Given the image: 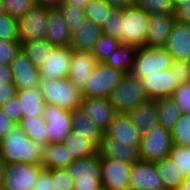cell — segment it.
<instances>
[{
    "mask_svg": "<svg viewBox=\"0 0 190 190\" xmlns=\"http://www.w3.org/2000/svg\"><path fill=\"white\" fill-rule=\"evenodd\" d=\"M109 100L117 113H127L138 104L147 101L148 97L142 85V80L131 73H127L111 91Z\"/></svg>",
    "mask_w": 190,
    "mask_h": 190,
    "instance_id": "4",
    "label": "cell"
},
{
    "mask_svg": "<svg viewBox=\"0 0 190 190\" xmlns=\"http://www.w3.org/2000/svg\"><path fill=\"white\" fill-rule=\"evenodd\" d=\"M171 134L173 144L190 146V114H181Z\"/></svg>",
    "mask_w": 190,
    "mask_h": 190,
    "instance_id": "39",
    "label": "cell"
},
{
    "mask_svg": "<svg viewBox=\"0 0 190 190\" xmlns=\"http://www.w3.org/2000/svg\"><path fill=\"white\" fill-rule=\"evenodd\" d=\"M126 114L141 135L150 132L159 124L158 108L155 100L148 99L129 110Z\"/></svg>",
    "mask_w": 190,
    "mask_h": 190,
    "instance_id": "23",
    "label": "cell"
},
{
    "mask_svg": "<svg viewBox=\"0 0 190 190\" xmlns=\"http://www.w3.org/2000/svg\"><path fill=\"white\" fill-rule=\"evenodd\" d=\"M65 170L75 181L74 190H98L101 184V155L74 160Z\"/></svg>",
    "mask_w": 190,
    "mask_h": 190,
    "instance_id": "5",
    "label": "cell"
},
{
    "mask_svg": "<svg viewBox=\"0 0 190 190\" xmlns=\"http://www.w3.org/2000/svg\"><path fill=\"white\" fill-rule=\"evenodd\" d=\"M33 190H55L54 180H51V169L43 168Z\"/></svg>",
    "mask_w": 190,
    "mask_h": 190,
    "instance_id": "49",
    "label": "cell"
},
{
    "mask_svg": "<svg viewBox=\"0 0 190 190\" xmlns=\"http://www.w3.org/2000/svg\"><path fill=\"white\" fill-rule=\"evenodd\" d=\"M172 134L158 124L150 132L141 135L139 145L140 160L154 163L168 157L172 149Z\"/></svg>",
    "mask_w": 190,
    "mask_h": 190,
    "instance_id": "8",
    "label": "cell"
},
{
    "mask_svg": "<svg viewBox=\"0 0 190 190\" xmlns=\"http://www.w3.org/2000/svg\"><path fill=\"white\" fill-rule=\"evenodd\" d=\"M38 88L45 103L55 104L66 110L78 108L82 102L81 91L68 78H40Z\"/></svg>",
    "mask_w": 190,
    "mask_h": 190,
    "instance_id": "3",
    "label": "cell"
},
{
    "mask_svg": "<svg viewBox=\"0 0 190 190\" xmlns=\"http://www.w3.org/2000/svg\"><path fill=\"white\" fill-rule=\"evenodd\" d=\"M171 98L176 102L182 114H190V82L180 84L172 93Z\"/></svg>",
    "mask_w": 190,
    "mask_h": 190,
    "instance_id": "44",
    "label": "cell"
},
{
    "mask_svg": "<svg viewBox=\"0 0 190 190\" xmlns=\"http://www.w3.org/2000/svg\"><path fill=\"white\" fill-rule=\"evenodd\" d=\"M172 1V4H173V7L176 8L178 7L179 5H181L182 3L188 1V0H171Z\"/></svg>",
    "mask_w": 190,
    "mask_h": 190,
    "instance_id": "59",
    "label": "cell"
},
{
    "mask_svg": "<svg viewBox=\"0 0 190 190\" xmlns=\"http://www.w3.org/2000/svg\"><path fill=\"white\" fill-rule=\"evenodd\" d=\"M16 126V123L10 120L0 108V140L7 135V133Z\"/></svg>",
    "mask_w": 190,
    "mask_h": 190,
    "instance_id": "52",
    "label": "cell"
},
{
    "mask_svg": "<svg viewBox=\"0 0 190 190\" xmlns=\"http://www.w3.org/2000/svg\"><path fill=\"white\" fill-rule=\"evenodd\" d=\"M18 124L31 140L43 146L47 144V128L44 116L22 117Z\"/></svg>",
    "mask_w": 190,
    "mask_h": 190,
    "instance_id": "34",
    "label": "cell"
},
{
    "mask_svg": "<svg viewBox=\"0 0 190 190\" xmlns=\"http://www.w3.org/2000/svg\"><path fill=\"white\" fill-rule=\"evenodd\" d=\"M168 157L176 164L184 178L190 176V146L173 144Z\"/></svg>",
    "mask_w": 190,
    "mask_h": 190,
    "instance_id": "38",
    "label": "cell"
},
{
    "mask_svg": "<svg viewBox=\"0 0 190 190\" xmlns=\"http://www.w3.org/2000/svg\"><path fill=\"white\" fill-rule=\"evenodd\" d=\"M132 165L111 158H101V184L107 190L129 186Z\"/></svg>",
    "mask_w": 190,
    "mask_h": 190,
    "instance_id": "12",
    "label": "cell"
},
{
    "mask_svg": "<svg viewBox=\"0 0 190 190\" xmlns=\"http://www.w3.org/2000/svg\"><path fill=\"white\" fill-rule=\"evenodd\" d=\"M177 190H190V176L184 178V181Z\"/></svg>",
    "mask_w": 190,
    "mask_h": 190,
    "instance_id": "58",
    "label": "cell"
},
{
    "mask_svg": "<svg viewBox=\"0 0 190 190\" xmlns=\"http://www.w3.org/2000/svg\"><path fill=\"white\" fill-rule=\"evenodd\" d=\"M17 93L16 86L13 83H8L0 86V108Z\"/></svg>",
    "mask_w": 190,
    "mask_h": 190,
    "instance_id": "51",
    "label": "cell"
},
{
    "mask_svg": "<svg viewBox=\"0 0 190 190\" xmlns=\"http://www.w3.org/2000/svg\"><path fill=\"white\" fill-rule=\"evenodd\" d=\"M98 190H107L106 188H104L103 186L101 188H99Z\"/></svg>",
    "mask_w": 190,
    "mask_h": 190,
    "instance_id": "62",
    "label": "cell"
},
{
    "mask_svg": "<svg viewBox=\"0 0 190 190\" xmlns=\"http://www.w3.org/2000/svg\"><path fill=\"white\" fill-rule=\"evenodd\" d=\"M37 2L51 7H58L64 0H37Z\"/></svg>",
    "mask_w": 190,
    "mask_h": 190,
    "instance_id": "56",
    "label": "cell"
},
{
    "mask_svg": "<svg viewBox=\"0 0 190 190\" xmlns=\"http://www.w3.org/2000/svg\"><path fill=\"white\" fill-rule=\"evenodd\" d=\"M155 102L158 108L159 124L166 130L172 131L182 114L179 107L171 97L158 98Z\"/></svg>",
    "mask_w": 190,
    "mask_h": 190,
    "instance_id": "33",
    "label": "cell"
},
{
    "mask_svg": "<svg viewBox=\"0 0 190 190\" xmlns=\"http://www.w3.org/2000/svg\"><path fill=\"white\" fill-rule=\"evenodd\" d=\"M120 190H135L134 188H131L130 186L122 187Z\"/></svg>",
    "mask_w": 190,
    "mask_h": 190,
    "instance_id": "61",
    "label": "cell"
},
{
    "mask_svg": "<svg viewBox=\"0 0 190 190\" xmlns=\"http://www.w3.org/2000/svg\"><path fill=\"white\" fill-rule=\"evenodd\" d=\"M175 20V15L149 14L146 46L164 47Z\"/></svg>",
    "mask_w": 190,
    "mask_h": 190,
    "instance_id": "21",
    "label": "cell"
},
{
    "mask_svg": "<svg viewBox=\"0 0 190 190\" xmlns=\"http://www.w3.org/2000/svg\"><path fill=\"white\" fill-rule=\"evenodd\" d=\"M58 8L71 34L87 20L84 8L77 7L75 4L62 2Z\"/></svg>",
    "mask_w": 190,
    "mask_h": 190,
    "instance_id": "36",
    "label": "cell"
},
{
    "mask_svg": "<svg viewBox=\"0 0 190 190\" xmlns=\"http://www.w3.org/2000/svg\"><path fill=\"white\" fill-rule=\"evenodd\" d=\"M101 158H111L120 162L134 164L139 157V146L129 143L117 142L112 138L102 137L100 148L98 149Z\"/></svg>",
    "mask_w": 190,
    "mask_h": 190,
    "instance_id": "22",
    "label": "cell"
},
{
    "mask_svg": "<svg viewBox=\"0 0 190 190\" xmlns=\"http://www.w3.org/2000/svg\"><path fill=\"white\" fill-rule=\"evenodd\" d=\"M20 50L21 43L19 40L0 39V64L10 65Z\"/></svg>",
    "mask_w": 190,
    "mask_h": 190,
    "instance_id": "43",
    "label": "cell"
},
{
    "mask_svg": "<svg viewBox=\"0 0 190 190\" xmlns=\"http://www.w3.org/2000/svg\"><path fill=\"white\" fill-rule=\"evenodd\" d=\"M170 70L179 84L190 82V61L173 59Z\"/></svg>",
    "mask_w": 190,
    "mask_h": 190,
    "instance_id": "46",
    "label": "cell"
},
{
    "mask_svg": "<svg viewBox=\"0 0 190 190\" xmlns=\"http://www.w3.org/2000/svg\"><path fill=\"white\" fill-rule=\"evenodd\" d=\"M112 5L115 9H124L128 6L135 4V0H105Z\"/></svg>",
    "mask_w": 190,
    "mask_h": 190,
    "instance_id": "54",
    "label": "cell"
},
{
    "mask_svg": "<svg viewBox=\"0 0 190 190\" xmlns=\"http://www.w3.org/2000/svg\"><path fill=\"white\" fill-rule=\"evenodd\" d=\"M80 107L97 125L102 133L107 130L110 122L117 114L116 110L113 108V105L110 103L109 97L82 98Z\"/></svg>",
    "mask_w": 190,
    "mask_h": 190,
    "instance_id": "18",
    "label": "cell"
},
{
    "mask_svg": "<svg viewBox=\"0 0 190 190\" xmlns=\"http://www.w3.org/2000/svg\"><path fill=\"white\" fill-rule=\"evenodd\" d=\"M8 83H13V74L10 65L0 64V86Z\"/></svg>",
    "mask_w": 190,
    "mask_h": 190,
    "instance_id": "53",
    "label": "cell"
},
{
    "mask_svg": "<svg viewBox=\"0 0 190 190\" xmlns=\"http://www.w3.org/2000/svg\"><path fill=\"white\" fill-rule=\"evenodd\" d=\"M154 164L162 179L165 190H177L184 181V176L176 164L169 157L162 158L154 162Z\"/></svg>",
    "mask_w": 190,
    "mask_h": 190,
    "instance_id": "31",
    "label": "cell"
},
{
    "mask_svg": "<svg viewBox=\"0 0 190 190\" xmlns=\"http://www.w3.org/2000/svg\"><path fill=\"white\" fill-rule=\"evenodd\" d=\"M103 136L117 140V142L129 143L134 146H139L141 140L140 132L132 124L126 113H117Z\"/></svg>",
    "mask_w": 190,
    "mask_h": 190,
    "instance_id": "20",
    "label": "cell"
},
{
    "mask_svg": "<svg viewBox=\"0 0 190 190\" xmlns=\"http://www.w3.org/2000/svg\"><path fill=\"white\" fill-rule=\"evenodd\" d=\"M62 143L75 160L88 158L98 153V148L92 142L74 131H71Z\"/></svg>",
    "mask_w": 190,
    "mask_h": 190,
    "instance_id": "30",
    "label": "cell"
},
{
    "mask_svg": "<svg viewBox=\"0 0 190 190\" xmlns=\"http://www.w3.org/2000/svg\"><path fill=\"white\" fill-rule=\"evenodd\" d=\"M16 95L22 117L44 116L46 103L38 87L17 90Z\"/></svg>",
    "mask_w": 190,
    "mask_h": 190,
    "instance_id": "28",
    "label": "cell"
},
{
    "mask_svg": "<svg viewBox=\"0 0 190 190\" xmlns=\"http://www.w3.org/2000/svg\"><path fill=\"white\" fill-rule=\"evenodd\" d=\"M20 43L21 50L37 68H40L45 64V60L48 56H51V53L55 48V46L47 39H38Z\"/></svg>",
    "mask_w": 190,
    "mask_h": 190,
    "instance_id": "29",
    "label": "cell"
},
{
    "mask_svg": "<svg viewBox=\"0 0 190 190\" xmlns=\"http://www.w3.org/2000/svg\"><path fill=\"white\" fill-rule=\"evenodd\" d=\"M124 72L106 65L98 63L88 78L85 88L81 91L82 98L109 97L111 91L121 82Z\"/></svg>",
    "mask_w": 190,
    "mask_h": 190,
    "instance_id": "7",
    "label": "cell"
},
{
    "mask_svg": "<svg viewBox=\"0 0 190 190\" xmlns=\"http://www.w3.org/2000/svg\"><path fill=\"white\" fill-rule=\"evenodd\" d=\"M55 190H74L75 181L65 169H51Z\"/></svg>",
    "mask_w": 190,
    "mask_h": 190,
    "instance_id": "45",
    "label": "cell"
},
{
    "mask_svg": "<svg viewBox=\"0 0 190 190\" xmlns=\"http://www.w3.org/2000/svg\"><path fill=\"white\" fill-rule=\"evenodd\" d=\"M5 13L6 12H5L4 6L2 4V0H0V16L3 15V14H5Z\"/></svg>",
    "mask_w": 190,
    "mask_h": 190,
    "instance_id": "60",
    "label": "cell"
},
{
    "mask_svg": "<svg viewBox=\"0 0 190 190\" xmlns=\"http://www.w3.org/2000/svg\"><path fill=\"white\" fill-rule=\"evenodd\" d=\"M163 48L173 59L190 61V25L176 19Z\"/></svg>",
    "mask_w": 190,
    "mask_h": 190,
    "instance_id": "19",
    "label": "cell"
},
{
    "mask_svg": "<svg viewBox=\"0 0 190 190\" xmlns=\"http://www.w3.org/2000/svg\"><path fill=\"white\" fill-rule=\"evenodd\" d=\"M10 68L13 74V84L17 90L38 87L39 68L30 61L22 50L11 61Z\"/></svg>",
    "mask_w": 190,
    "mask_h": 190,
    "instance_id": "13",
    "label": "cell"
},
{
    "mask_svg": "<svg viewBox=\"0 0 190 190\" xmlns=\"http://www.w3.org/2000/svg\"><path fill=\"white\" fill-rule=\"evenodd\" d=\"M37 3V0H2L5 12L17 20Z\"/></svg>",
    "mask_w": 190,
    "mask_h": 190,
    "instance_id": "41",
    "label": "cell"
},
{
    "mask_svg": "<svg viewBox=\"0 0 190 190\" xmlns=\"http://www.w3.org/2000/svg\"><path fill=\"white\" fill-rule=\"evenodd\" d=\"M44 120L47 128V144L62 142L72 131L70 110L46 103Z\"/></svg>",
    "mask_w": 190,
    "mask_h": 190,
    "instance_id": "11",
    "label": "cell"
},
{
    "mask_svg": "<svg viewBox=\"0 0 190 190\" xmlns=\"http://www.w3.org/2000/svg\"><path fill=\"white\" fill-rule=\"evenodd\" d=\"M65 3L75 4L77 7L85 8L89 0H64Z\"/></svg>",
    "mask_w": 190,
    "mask_h": 190,
    "instance_id": "57",
    "label": "cell"
},
{
    "mask_svg": "<svg viewBox=\"0 0 190 190\" xmlns=\"http://www.w3.org/2000/svg\"><path fill=\"white\" fill-rule=\"evenodd\" d=\"M97 64L98 61L91 52L73 50L67 78L82 91Z\"/></svg>",
    "mask_w": 190,
    "mask_h": 190,
    "instance_id": "17",
    "label": "cell"
},
{
    "mask_svg": "<svg viewBox=\"0 0 190 190\" xmlns=\"http://www.w3.org/2000/svg\"><path fill=\"white\" fill-rule=\"evenodd\" d=\"M3 113L16 124H18L22 118V111H20V102L15 95L10 98L2 107Z\"/></svg>",
    "mask_w": 190,
    "mask_h": 190,
    "instance_id": "47",
    "label": "cell"
},
{
    "mask_svg": "<svg viewBox=\"0 0 190 190\" xmlns=\"http://www.w3.org/2000/svg\"><path fill=\"white\" fill-rule=\"evenodd\" d=\"M135 4L147 14H175L171 0H135Z\"/></svg>",
    "mask_w": 190,
    "mask_h": 190,
    "instance_id": "40",
    "label": "cell"
},
{
    "mask_svg": "<svg viewBox=\"0 0 190 190\" xmlns=\"http://www.w3.org/2000/svg\"><path fill=\"white\" fill-rule=\"evenodd\" d=\"M101 34V26L87 19L71 34L70 47L75 51L91 52Z\"/></svg>",
    "mask_w": 190,
    "mask_h": 190,
    "instance_id": "26",
    "label": "cell"
},
{
    "mask_svg": "<svg viewBox=\"0 0 190 190\" xmlns=\"http://www.w3.org/2000/svg\"><path fill=\"white\" fill-rule=\"evenodd\" d=\"M141 80L145 93L148 99L151 100L171 97L172 93L180 85L170 69L154 74H147Z\"/></svg>",
    "mask_w": 190,
    "mask_h": 190,
    "instance_id": "16",
    "label": "cell"
},
{
    "mask_svg": "<svg viewBox=\"0 0 190 190\" xmlns=\"http://www.w3.org/2000/svg\"><path fill=\"white\" fill-rule=\"evenodd\" d=\"M102 33L116 37L119 40V9H115L110 18L101 26Z\"/></svg>",
    "mask_w": 190,
    "mask_h": 190,
    "instance_id": "48",
    "label": "cell"
},
{
    "mask_svg": "<svg viewBox=\"0 0 190 190\" xmlns=\"http://www.w3.org/2000/svg\"><path fill=\"white\" fill-rule=\"evenodd\" d=\"M43 166L41 164H8L2 182V190H33Z\"/></svg>",
    "mask_w": 190,
    "mask_h": 190,
    "instance_id": "10",
    "label": "cell"
},
{
    "mask_svg": "<svg viewBox=\"0 0 190 190\" xmlns=\"http://www.w3.org/2000/svg\"><path fill=\"white\" fill-rule=\"evenodd\" d=\"M136 50V46L120 43L118 48H116L111 53L105 64L118 69L125 74L130 73L132 70Z\"/></svg>",
    "mask_w": 190,
    "mask_h": 190,
    "instance_id": "32",
    "label": "cell"
},
{
    "mask_svg": "<svg viewBox=\"0 0 190 190\" xmlns=\"http://www.w3.org/2000/svg\"><path fill=\"white\" fill-rule=\"evenodd\" d=\"M129 186L135 190H165L155 164L143 160L132 165Z\"/></svg>",
    "mask_w": 190,
    "mask_h": 190,
    "instance_id": "14",
    "label": "cell"
},
{
    "mask_svg": "<svg viewBox=\"0 0 190 190\" xmlns=\"http://www.w3.org/2000/svg\"><path fill=\"white\" fill-rule=\"evenodd\" d=\"M44 146L31 140L16 124L5 137L0 140V154L5 163L41 164Z\"/></svg>",
    "mask_w": 190,
    "mask_h": 190,
    "instance_id": "1",
    "label": "cell"
},
{
    "mask_svg": "<svg viewBox=\"0 0 190 190\" xmlns=\"http://www.w3.org/2000/svg\"><path fill=\"white\" fill-rule=\"evenodd\" d=\"M72 49L70 46L55 47L45 64L39 68L40 78L56 80L67 78L70 69Z\"/></svg>",
    "mask_w": 190,
    "mask_h": 190,
    "instance_id": "15",
    "label": "cell"
},
{
    "mask_svg": "<svg viewBox=\"0 0 190 190\" xmlns=\"http://www.w3.org/2000/svg\"><path fill=\"white\" fill-rule=\"evenodd\" d=\"M84 10L88 20L102 26L115 8L105 0H89Z\"/></svg>",
    "mask_w": 190,
    "mask_h": 190,
    "instance_id": "35",
    "label": "cell"
},
{
    "mask_svg": "<svg viewBox=\"0 0 190 190\" xmlns=\"http://www.w3.org/2000/svg\"><path fill=\"white\" fill-rule=\"evenodd\" d=\"M148 18L149 14L136 4L119 9V41L122 44L145 47Z\"/></svg>",
    "mask_w": 190,
    "mask_h": 190,
    "instance_id": "2",
    "label": "cell"
},
{
    "mask_svg": "<svg viewBox=\"0 0 190 190\" xmlns=\"http://www.w3.org/2000/svg\"><path fill=\"white\" fill-rule=\"evenodd\" d=\"M175 18L190 25V0L175 8Z\"/></svg>",
    "mask_w": 190,
    "mask_h": 190,
    "instance_id": "50",
    "label": "cell"
},
{
    "mask_svg": "<svg viewBox=\"0 0 190 190\" xmlns=\"http://www.w3.org/2000/svg\"><path fill=\"white\" fill-rule=\"evenodd\" d=\"M172 61L173 57L163 47H137L130 73L142 79L147 74L170 69Z\"/></svg>",
    "mask_w": 190,
    "mask_h": 190,
    "instance_id": "6",
    "label": "cell"
},
{
    "mask_svg": "<svg viewBox=\"0 0 190 190\" xmlns=\"http://www.w3.org/2000/svg\"><path fill=\"white\" fill-rule=\"evenodd\" d=\"M0 39H18V20L7 13L0 16Z\"/></svg>",
    "mask_w": 190,
    "mask_h": 190,
    "instance_id": "42",
    "label": "cell"
},
{
    "mask_svg": "<svg viewBox=\"0 0 190 190\" xmlns=\"http://www.w3.org/2000/svg\"><path fill=\"white\" fill-rule=\"evenodd\" d=\"M74 160L62 142L48 143L43 148L41 165L45 169H65Z\"/></svg>",
    "mask_w": 190,
    "mask_h": 190,
    "instance_id": "27",
    "label": "cell"
},
{
    "mask_svg": "<svg viewBox=\"0 0 190 190\" xmlns=\"http://www.w3.org/2000/svg\"><path fill=\"white\" fill-rule=\"evenodd\" d=\"M51 8V6L37 3L22 18L18 19V39L20 42L46 39Z\"/></svg>",
    "mask_w": 190,
    "mask_h": 190,
    "instance_id": "9",
    "label": "cell"
},
{
    "mask_svg": "<svg viewBox=\"0 0 190 190\" xmlns=\"http://www.w3.org/2000/svg\"><path fill=\"white\" fill-rule=\"evenodd\" d=\"M120 43L121 42L116 37L102 33L91 53L95 56L98 63H105L111 53L118 48Z\"/></svg>",
    "mask_w": 190,
    "mask_h": 190,
    "instance_id": "37",
    "label": "cell"
},
{
    "mask_svg": "<svg viewBox=\"0 0 190 190\" xmlns=\"http://www.w3.org/2000/svg\"><path fill=\"white\" fill-rule=\"evenodd\" d=\"M6 168L7 164L5 163L3 157L0 154V188L5 177Z\"/></svg>",
    "mask_w": 190,
    "mask_h": 190,
    "instance_id": "55",
    "label": "cell"
},
{
    "mask_svg": "<svg viewBox=\"0 0 190 190\" xmlns=\"http://www.w3.org/2000/svg\"><path fill=\"white\" fill-rule=\"evenodd\" d=\"M46 39L55 47L71 45V32L58 7L49 11Z\"/></svg>",
    "mask_w": 190,
    "mask_h": 190,
    "instance_id": "24",
    "label": "cell"
},
{
    "mask_svg": "<svg viewBox=\"0 0 190 190\" xmlns=\"http://www.w3.org/2000/svg\"><path fill=\"white\" fill-rule=\"evenodd\" d=\"M72 131L77 132L85 139L100 148L103 134L97 125L82 110L81 107L70 110Z\"/></svg>",
    "mask_w": 190,
    "mask_h": 190,
    "instance_id": "25",
    "label": "cell"
}]
</instances>
